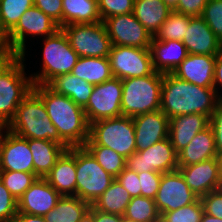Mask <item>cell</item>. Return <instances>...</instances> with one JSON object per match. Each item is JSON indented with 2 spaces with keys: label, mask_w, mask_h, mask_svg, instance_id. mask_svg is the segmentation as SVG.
Here are the masks:
<instances>
[{
  "label": "cell",
  "mask_w": 222,
  "mask_h": 222,
  "mask_svg": "<svg viewBox=\"0 0 222 222\" xmlns=\"http://www.w3.org/2000/svg\"><path fill=\"white\" fill-rule=\"evenodd\" d=\"M37 179L34 173L3 171L2 174L4 186L17 201Z\"/></svg>",
  "instance_id": "8d00e7d4"
},
{
  "label": "cell",
  "mask_w": 222,
  "mask_h": 222,
  "mask_svg": "<svg viewBox=\"0 0 222 222\" xmlns=\"http://www.w3.org/2000/svg\"><path fill=\"white\" fill-rule=\"evenodd\" d=\"M121 222H136V221L127 219V218H125V217L122 216V221H121Z\"/></svg>",
  "instance_id": "6f0895ef"
},
{
  "label": "cell",
  "mask_w": 222,
  "mask_h": 222,
  "mask_svg": "<svg viewBox=\"0 0 222 222\" xmlns=\"http://www.w3.org/2000/svg\"><path fill=\"white\" fill-rule=\"evenodd\" d=\"M26 139L52 140L69 147L60 139L57 128L51 122L45 104L32 90L18 105L13 119L5 127Z\"/></svg>",
  "instance_id": "3957f363"
},
{
  "label": "cell",
  "mask_w": 222,
  "mask_h": 222,
  "mask_svg": "<svg viewBox=\"0 0 222 222\" xmlns=\"http://www.w3.org/2000/svg\"><path fill=\"white\" fill-rule=\"evenodd\" d=\"M76 196L93 205L116 179L84 148L76 147Z\"/></svg>",
  "instance_id": "ba28073f"
},
{
  "label": "cell",
  "mask_w": 222,
  "mask_h": 222,
  "mask_svg": "<svg viewBox=\"0 0 222 222\" xmlns=\"http://www.w3.org/2000/svg\"><path fill=\"white\" fill-rule=\"evenodd\" d=\"M220 101L214 88H203L163 74L160 110L170 119L179 115L202 114L210 118Z\"/></svg>",
  "instance_id": "6da1fadb"
},
{
  "label": "cell",
  "mask_w": 222,
  "mask_h": 222,
  "mask_svg": "<svg viewBox=\"0 0 222 222\" xmlns=\"http://www.w3.org/2000/svg\"><path fill=\"white\" fill-rule=\"evenodd\" d=\"M182 43L188 54L217 56L222 43L201 16L190 18Z\"/></svg>",
  "instance_id": "ffe728a7"
},
{
  "label": "cell",
  "mask_w": 222,
  "mask_h": 222,
  "mask_svg": "<svg viewBox=\"0 0 222 222\" xmlns=\"http://www.w3.org/2000/svg\"><path fill=\"white\" fill-rule=\"evenodd\" d=\"M116 180L128 191L132 198L141 196L140 180L135 171L125 168L116 177Z\"/></svg>",
  "instance_id": "f6af8a7d"
},
{
  "label": "cell",
  "mask_w": 222,
  "mask_h": 222,
  "mask_svg": "<svg viewBox=\"0 0 222 222\" xmlns=\"http://www.w3.org/2000/svg\"><path fill=\"white\" fill-rule=\"evenodd\" d=\"M12 222H46L43 216L17 213Z\"/></svg>",
  "instance_id": "816d5d0a"
},
{
  "label": "cell",
  "mask_w": 222,
  "mask_h": 222,
  "mask_svg": "<svg viewBox=\"0 0 222 222\" xmlns=\"http://www.w3.org/2000/svg\"><path fill=\"white\" fill-rule=\"evenodd\" d=\"M108 59L113 76L119 79L148 76L155 71L149 48L112 45Z\"/></svg>",
  "instance_id": "8fae6325"
},
{
  "label": "cell",
  "mask_w": 222,
  "mask_h": 222,
  "mask_svg": "<svg viewBox=\"0 0 222 222\" xmlns=\"http://www.w3.org/2000/svg\"><path fill=\"white\" fill-rule=\"evenodd\" d=\"M33 91L45 104L60 139L69 148L83 147L89 138L90 129L84 108L75 104L69 97L54 92L47 85L34 84Z\"/></svg>",
  "instance_id": "7a4b0ae2"
},
{
  "label": "cell",
  "mask_w": 222,
  "mask_h": 222,
  "mask_svg": "<svg viewBox=\"0 0 222 222\" xmlns=\"http://www.w3.org/2000/svg\"><path fill=\"white\" fill-rule=\"evenodd\" d=\"M177 170L199 198L222 187V173L218 157L188 166H178Z\"/></svg>",
  "instance_id": "e0dca14e"
},
{
  "label": "cell",
  "mask_w": 222,
  "mask_h": 222,
  "mask_svg": "<svg viewBox=\"0 0 222 222\" xmlns=\"http://www.w3.org/2000/svg\"><path fill=\"white\" fill-rule=\"evenodd\" d=\"M191 17L172 11L154 38L161 41H183Z\"/></svg>",
  "instance_id": "d590c367"
},
{
  "label": "cell",
  "mask_w": 222,
  "mask_h": 222,
  "mask_svg": "<svg viewBox=\"0 0 222 222\" xmlns=\"http://www.w3.org/2000/svg\"><path fill=\"white\" fill-rule=\"evenodd\" d=\"M149 49L154 70L162 74L173 73L188 55L186 46L179 40L161 41L153 37Z\"/></svg>",
  "instance_id": "cb8c5ba5"
},
{
  "label": "cell",
  "mask_w": 222,
  "mask_h": 222,
  "mask_svg": "<svg viewBox=\"0 0 222 222\" xmlns=\"http://www.w3.org/2000/svg\"><path fill=\"white\" fill-rule=\"evenodd\" d=\"M220 87L222 88V51L216 57L213 85L219 99L222 100V89Z\"/></svg>",
  "instance_id": "c3c4849f"
},
{
  "label": "cell",
  "mask_w": 222,
  "mask_h": 222,
  "mask_svg": "<svg viewBox=\"0 0 222 222\" xmlns=\"http://www.w3.org/2000/svg\"><path fill=\"white\" fill-rule=\"evenodd\" d=\"M79 57L108 58L112 43L103 21L61 27Z\"/></svg>",
  "instance_id": "30bf717a"
},
{
  "label": "cell",
  "mask_w": 222,
  "mask_h": 222,
  "mask_svg": "<svg viewBox=\"0 0 222 222\" xmlns=\"http://www.w3.org/2000/svg\"><path fill=\"white\" fill-rule=\"evenodd\" d=\"M210 126L213 129L215 145L218 154L222 151V100H220L210 116Z\"/></svg>",
  "instance_id": "7dc6e473"
},
{
  "label": "cell",
  "mask_w": 222,
  "mask_h": 222,
  "mask_svg": "<svg viewBox=\"0 0 222 222\" xmlns=\"http://www.w3.org/2000/svg\"><path fill=\"white\" fill-rule=\"evenodd\" d=\"M122 79L113 77L94 85L92 94L84 107L89 125L93 122L122 116Z\"/></svg>",
  "instance_id": "7c38bea8"
},
{
  "label": "cell",
  "mask_w": 222,
  "mask_h": 222,
  "mask_svg": "<svg viewBox=\"0 0 222 222\" xmlns=\"http://www.w3.org/2000/svg\"><path fill=\"white\" fill-rule=\"evenodd\" d=\"M209 0H179L177 7L173 10L188 16H201Z\"/></svg>",
  "instance_id": "bcb514c9"
},
{
  "label": "cell",
  "mask_w": 222,
  "mask_h": 222,
  "mask_svg": "<svg viewBox=\"0 0 222 222\" xmlns=\"http://www.w3.org/2000/svg\"><path fill=\"white\" fill-rule=\"evenodd\" d=\"M201 17L222 43V0H209Z\"/></svg>",
  "instance_id": "f35d334b"
},
{
  "label": "cell",
  "mask_w": 222,
  "mask_h": 222,
  "mask_svg": "<svg viewBox=\"0 0 222 222\" xmlns=\"http://www.w3.org/2000/svg\"><path fill=\"white\" fill-rule=\"evenodd\" d=\"M98 164L116 178L126 168V158L109 147L99 145H83Z\"/></svg>",
  "instance_id": "d6a6232c"
},
{
  "label": "cell",
  "mask_w": 222,
  "mask_h": 222,
  "mask_svg": "<svg viewBox=\"0 0 222 222\" xmlns=\"http://www.w3.org/2000/svg\"><path fill=\"white\" fill-rule=\"evenodd\" d=\"M34 5V0H0V26L8 34L22 14Z\"/></svg>",
  "instance_id": "e575fe53"
},
{
  "label": "cell",
  "mask_w": 222,
  "mask_h": 222,
  "mask_svg": "<svg viewBox=\"0 0 222 222\" xmlns=\"http://www.w3.org/2000/svg\"><path fill=\"white\" fill-rule=\"evenodd\" d=\"M13 56L14 54L7 42V34L0 31V66L8 62Z\"/></svg>",
  "instance_id": "681fc988"
},
{
  "label": "cell",
  "mask_w": 222,
  "mask_h": 222,
  "mask_svg": "<svg viewBox=\"0 0 222 222\" xmlns=\"http://www.w3.org/2000/svg\"><path fill=\"white\" fill-rule=\"evenodd\" d=\"M218 157L214 132L209 125L198 132L190 143L178 153V166H188Z\"/></svg>",
  "instance_id": "d4e9b609"
},
{
  "label": "cell",
  "mask_w": 222,
  "mask_h": 222,
  "mask_svg": "<svg viewBox=\"0 0 222 222\" xmlns=\"http://www.w3.org/2000/svg\"><path fill=\"white\" fill-rule=\"evenodd\" d=\"M131 199L128 191L115 179L92 206L104 213L123 216Z\"/></svg>",
  "instance_id": "1f68e13d"
},
{
  "label": "cell",
  "mask_w": 222,
  "mask_h": 222,
  "mask_svg": "<svg viewBox=\"0 0 222 222\" xmlns=\"http://www.w3.org/2000/svg\"><path fill=\"white\" fill-rule=\"evenodd\" d=\"M0 165L3 171L34 173L27 139L5 127H0Z\"/></svg>",
  "instance_id": "2e32d148"
},
{
  "label": "cell",
  "mask_w": 222,
  "mask_h": 222,
  "mask_svg": "<svg viewBox=\"0 0 222 222\" xmlns=\"http://www.w3.org/2000/svg\"><path fill=\"white\" fill-rule=\"evenodd\" d=\"M133 123L137 152L168 138L169 118L161 110L135 116Z\"/></svg>",
  "instance_id": "d6986e66"
},
{
  "label": "cell",
  "mask_w": 222,
  "mask_h": 222,
  "mask_svg": "<svg viewBox=\"0 0 222 222\" xmlns=\"http://www.w3.org/2000/svg\"><path fill=\"white\" fill-rule=\"evenodd\" d=\"M218 159H219L221 173H222V151L218 154Z\"/></svg>",
  "instance_id": "9f6ffc18"
},
{
  "label": "cell",
  "mask_w": 222,
  "mask_h": 222,
  "mask_svg": "<svg viewBox=\"0 0 222 222\" xmlns=\"http://www.w3.org/2000/svg\"><path fill=\"white\" fill-rule=\"evenodd\" d=\"M91 205L77 196H61L56 206L46 215V222H79Z\"/></svg>",
  "instance_id": "4dcf8cb0"
},
{
  "label": "cell",
  "mask_w": 222,
  "mask_h": 222,
  "mask_svg": "<svg viewBox=\"0 0 222 222\" xmlns=\"http://www.w3.org/2000/svg\"><path fill=\"white\" fill-rule=\"evenodd\" d=\"M123 217L136 222H160V214L154 199L143 196L130 200Z\"/></svg>",
  "instance_id": "836d02e7"
},
{
  "label": "cell",
  "mask_w": 222,
  "mask_h": 222,
  "mask_svg": "<svg viewBox=\"0 0 222 222\" xmlns=\"http://www.w3.org/2000/svg\"><path fill=\"white\" fill-rule=\"evenodd\" d=\"M84 145L109 147L127 159L136 152L133 118L122 115L91 123Z\"/></svg>",
  "instance_id": "52a82bcc"
},
{
  "label": "cell",
  "mask_w": 222,
  "mask_h": 222,
  "mask_svg": "<svg viewBox=\"0 0 222 222\" xmlns=\"http://www.w3.org/2000/svg\"><path fill=\"white\" fill-rule=\"evenodd\" d=\"M100 21L98 0H63V26Z\"/></svg>",
  "instance_id": "f546056e"
},
{
  "label": "cell",
  "mask_w": 222,
  "mask_h": 222,
  "mask_svg": "<svg viewBox=\"0 0 222 222\" xmlns=\"http://www.w3.org/2000/svg\"><path fill=\"white\" fill-rule=\"evenodd\" d=\"M71 73L93 85L114 77L109 59L104 57H79Z\"/></svg>",
  "instance_id": "f1b7e54d"
},
{
  "label": "cell",
  "mask_w": 222,
  "mask_h": 222,
  "mask_svg": "<svg viewBox=\"0 0 222 222\" xmlns=\"http://www.w3.org/2000/svg\"><path fill=\"white\" fill-rule=\"evenodd\" d=\"M122 216L118 214L104 213L94 208V222H121Z\"/></svg>",
  "instance_id": "f907efd6"
},
{
  "label": "cell",
  "mask_w": 222,
  "mask_h": 222,
  "mask_svg": "<svg viewBox=\"0 0 222 222\" xmlns=\"http://www.w3.org/2000/svg\"><path fill=\"white\" fill-rule=\"evenodd\" d=\"M2 174H3V169H2V167L0 165V181H2Z\"/></svg>",
  "instance_id": "680465c9"
},
{
  "label": "cell",
  "mask_w": 222,
  "mask_h": 222,
  "mask_svg": "<svg viewBox=\"0 0 222 222\" xmlns=\"http://www.w3.org/2000/svg\"><path fill=\"white\" fill-rule=\"evenodd\" d=\"M26 60L14 55L0 66V127H6L13 119L18 105L33 90V81L25 70ZM27 72V73H26Z\"/></svg>",
  "instance_id": "277c9868"
},
{
  "label": "cell",
  "mask_w": 222,
  "mask_h": 222,
  "mask_svg": "<svg viewBox=\"0 0 222 222\" xmlns=\"http://www.w3.org/2000/svg\"><path fill=\"white\" fill-rule=\"evenodd\" d=\"M103 22L112 45L150 48L153 37L133 12L108 17Z\"/></svg>",
  "instance_id": "5bb4252c"
},
{
  "label": "cell",
  "mask_w": 222,
  "mask_h": 222,
  "mask_svg": "<svg viewBox=\"0 0 222 222\" xmlns=\"http://www.w3.org/2000/svg\"><path fill=\"white\" fill-rule=\"evenodd\" d=\"M201 222H222V219L216 218L212 215L203 213Z\"/></svg>",
  "instance_id": "db71d44e"
},
{
  "label": "cell",
  "mask_w": 222,
  "mask_h": 222,
  "mask_svg": "<svg viewBox=\"0 0 222 222\" xmlns=\"http://www.w3.org/2000/svg\"><path fill=\"white\" fill-rule=\"evenodd\" d=\"M18 213V201L0 181V222H12Z\"/></svg>",
  "instance_id": "60d3db41"
},
{
  "label": "cell",
  "mask_w": 222,
  "mask_h": 222,
  "mask_svg": "<svg viewBox=\"0 0 222 222\" xmlns=\"http://www.w3.org/2000/svg\"><path fill=\"white\" fill-rule=\"evenodd\" d=\"M140 180L141 196L155 199L162 173L155 171L137 173Z\"/></svg>",
  "instance_id": "b9f144b4"
},
{
  "label": "cell",
  "mask_w": 222,
  "mask_h": 222,
  "mask_svg": "<svg viewBox=\"0 0 222 222\" xmlns=\"http://www.w3.org/2000/svg\"><path fill=\"white\" fill-rule=\"evenodd\" d=\"M199 199L185 183L182 174L176 170L162 173L159 189L154 199L160 216L169 211L192 204Z\"/></svg>",
  "instance_id": "9a60e30c"
},
{
  "label": "cell",
  "mask_w": 222,
  "mask_h": 222,
  "mask_svg": "<svg viewBox=\"0 0 222 222\" xmlns=\"http://www.w3.org/2000/svg\"><path fill=\"white\" fill-rule=\"evenodd\" d=\"M165 3H166V5L169 7V8H171L172 10H174L176 7H177V5H178V1L179 0H163Z\"/></svg>",
  "instance_id": "11a10c76"
},
{
  "label": "cell",
  "mask_w": 222,
  "mask_h": 222,
  "mask_svg": "<svg viewBox=\"0 0 222 222\" xmlns=\"http://www.w3.org/2000/svg\"><path fill=\"white\" fill-rule=\"evenodd\" d=\"M59 29L56 22L33 5L22 14L17 25L7 34V42L14 55L26 59L29 37H32L31 40L34 37L43 39Z\"/></svg>",
  "instance_id": "9c48e42d"
},
{
  "label": "cell",
  "mask_w": 222,
  "mask_h": 222,
  "mask_svg": "<svg viewBox=\"0 0 222 222\" xmlns=\"http://www.w3.org/2000/svg\"><path fill=\"white\" fill-rule=\"evenodd\" d=\"M163 74L154 71L151 75L122 79V115L135 117L160 110Z\"/></svg>",
  "instance_id": "5b68a950"
},
{
  "label": "cell",
  "mask_w": 222,
  "mask_h": 222,
  "mask_svg": "<svg viewBox=\"0 0 222 222\" xmlns=\"http://www.w3.org/2000/svg\"><path fill=\"white\" fill-rule=\"evenodd\" d=\"M210 125V118L202 114L179 115L169 119L168 137L178 154L194 136Z\"/></svg>",
  "instance_id": "603a6c76"
},
{
  "label": "cell",
  "mask_w": 222,
  "mask_h": 222,
  "mask_svg": "<svg viewBox=\"0 0 222 222\" xmlns=\"http://www.w3.org/2000/svg\"><path fill=\"white\" fill-rule=\"evenodd\" d=\"M42 40L41 71L30 74L33 84L47 85L53 78L71 73L79 55L70 46L69 40L60 28L53 35Z\"/></svg>",
  "instance_id": "8992f818"
},
{
  "label": "cell",
  "mask_w": 222,
  "mask_h": 222,
  "mask_svg": "<svg viewBox=\"0 0 222 222\" xmlns=\"http://www.w3.org/2000/svg\"><path fill=\"white\" fill-rule=\"evenodd\" d=\"M27 141L33 155L34 174L38 178H45L67 149L52 140L27 139Z\"/></svg>",
  "instance_id": "484cf974"
},
{
  "label": "cell",
  "mask_w": 222,
  "mask_h": 222,
  "mask_svg": "<svg viewBox=\"0 0 222 222\" xmlns=\"http://www.w3.org/2000/svg\"><path fill=\"white\" fill-rule=\"evenodd\" d=\"M134 0H98L101 20L133 12Z\"/></svg>",
  "instance_id": "ab89813d"
},
{
  "label": "cell",
  "mask_w": 222,
  "mask_h": 222,
  "mask_svg": "<svg viewBox=\"0 0 222 222\" xmlns=\"http://www.w3.org/2000/svg\"><path fill=\"white\" fill-rule=\"evenodd\" d=\"M216 57L188 54L172 74L200 87L213 88Z\"/></svg>",
  "instance_id": "44dd1931"
},
{
  "label": "cell",
  "mask_w": 222,
  "mask_h": 222,
  "mask_svg": "<svg viewBox=\"0 0 222 222\" xmlns=\"http://www.w3.org/2000/svg\"><path fill=\"white\" fill-rule=\"evenodd\" d=\"M47 86L54 92L69 97L75 104L84 108L92 94L94 85L72 73L56 76Z\"/></svg>",
  "instance_id": "83f0119b"
},
{
  "label": "cell",
  "mask_w": 222,
  "mask_h": 222,
  "mask_svg": "<svg viewBox=\"0 0 222 222\" xmlns=\"http://www.w3.org/2000/svg\"><path fill=\"white\" fill-rule=\"evenodd\" d=\"M126 168L136 173L173 172L178 169V154L171 141L165 138L147 149L136 151L126 159Z\"/></svg>",
  "instance_id": "4fadbf2b"
},
{
  "label": "cell",
  "mask_w": 222,
  "mask_h": 222,
  "mask_svg": "<svg viewBox=\"0 0 222 222\" xmlns=\"http://www.w3.org/2000/svg\"><path fill=\"white\" fill-rule=\"evenodd\" d=\"M34 6L63 27V0H34Z\"/></svg>",
  "instance_id": "7bdbcfd3"
},
{
  "label": "cell",
  "mask_w": 222,
  "mask_h": 222,
  "mask_svg": "<svg viewBox=\"0 0 222 222\" xmlns=\"http://www.w3.org/2000/svg\"><path fill=\"white\" fill-rule=\"evenodd\" d=\"M79 222H94V207L92 205Z\"/></svg>",
  "instance_id": "f5cc1de1"
},
{
  "label": "cell",
  "mask_w": 222,
  "mask_h": 222,
  "mask_svg": "<svg viewBox=\"0 0 222 222\" xmlns=\"http://www.w3.org/2000/svg\"><path fill=\"white\" fill-rule=\"evenodd\" d=\"M60 198L61 195L45 178H38L18 199V213L44 216Z\"/></svg>",
  "instance_id": "ac0fdd59"
},
{
  "label": "cell",
  "mask_w": 222,
  "mask_h": 222,
  "mask_svg": "<svg viewBox=\"0 0 222 222\" xmlns=\"http://www.w3.org/2000/svg\"><path fill=\"white\" fill-rule=\"evenodd\" d=\"M203 213V204L199 198L192 204L163 213L160 222H201Z\"/></svg>",
  "instance_id": "74e56055"
},
{
  "label": "cell",
  "mask_w": 222,
  "mask_h": 222,
  "mask_svg": "<svg viewBox=\"0 0 222 222\" xmlns=\"http://www.w3.org/2000/svg\"><path fill=\"white\" fill-rule=\"evenodd\" d=\"M76 175V147H70L45 179L61 196H76Z\"/></svg>",
  "instance_id": "7402d4cb"
},
{
  "label": "cell",
  "mask_w": 222,
  "mask_h": 222,
  "mask_svg": "<svg viewBox=\"0 0 222 222\" xmlns=\"http://www.w3.org/2000/svg\"><path fill=\"white\" fill-rule=\"evenodd\" d=\"M172 11L163 0H134L133 14L152 37Z\"/></svg>",
  "instance_id": "4316f807"
},
{
  "label": "cell",
  "mask_w": 222,
  "mask_h": 222,
  "mask_svg": "<svg viewBox=\"0 0 222 222\" xmlns=\"http://www.w3.org/2000/svg\"><path fill=\"white\" fill-rule=\"evenodd\" d=\"M204 213L222 219V189H217L202 196Z\"/></svg>",
  "instance_id": "ee69618b"
}]
</instances>
